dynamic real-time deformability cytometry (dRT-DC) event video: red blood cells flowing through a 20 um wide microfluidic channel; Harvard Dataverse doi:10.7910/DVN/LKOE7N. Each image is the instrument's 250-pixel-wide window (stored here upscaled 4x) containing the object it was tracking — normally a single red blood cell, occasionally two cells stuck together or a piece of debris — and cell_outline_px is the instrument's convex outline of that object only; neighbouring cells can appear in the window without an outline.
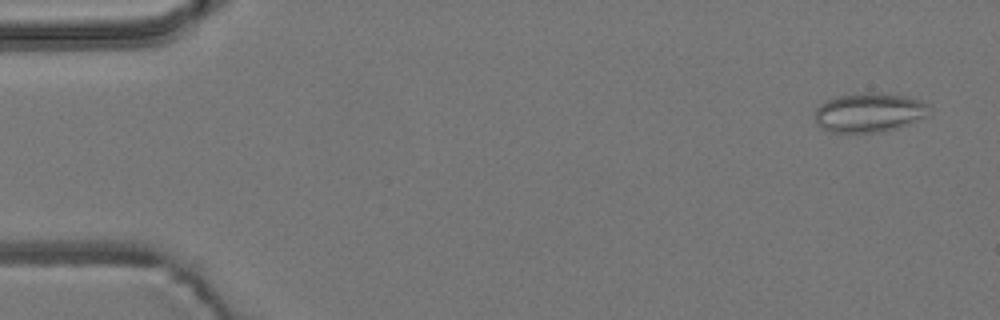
{"species": "common noctule bat (a hibernating species)", "species_latin": "Nyctalus noctula", "temperature_condition": "room temperature", "stored_images_in_passage": 5, "camera_frame_rate_fps": 3000, "um_per_image_px": 0.085, "animal": {"sex": "male", "body_mass_g": 19.2, "forearm_length_mm": 51.8}, "frame": {"image": 1, "passage_image": 1, "time_ms": 0.0, "image_size_px": [1000, 320], "cell_outline_px": [[932, 116], [896, 128], [880, 132], [832, 132], [816, 124], [816, 108], [820, 104], [836, 96], [864, 92], [880, 92], [908, 96], [920, 100], [928, 104], [932, 108]], "centroid_in_image_um": [73.98, 9.54], "position_along_channel_um": 11.0, "area_um2": 26.59}}
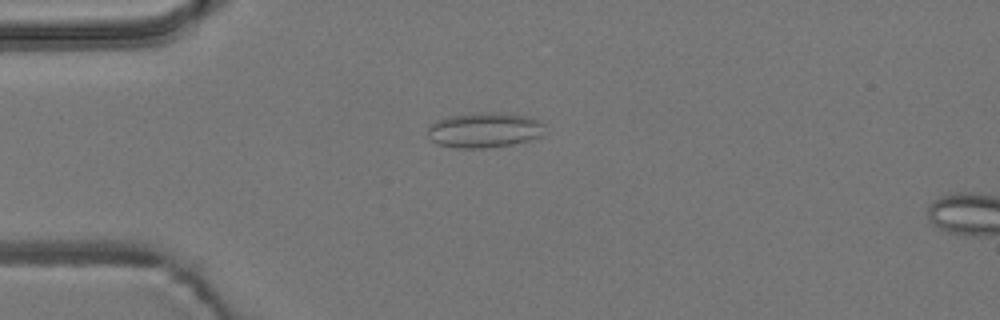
{"frame": {"image": 2, "passage_image": 4, "time_ms": 3.667, "image_size_px": [1000, 320], "cell_outline_px": [[544, 124], [540, 136], [528, 140], [512, 144], [484, 148], [456, 148], [436, 144], [428, 136], [428, 124], [436, 120], [448, 116], [492, 112], [528, 116], [540, 120]], "centroid_in_image_um": [41.12, 11.06], "position_along_channel_um": 43.9, "area_um2": 23.87}}